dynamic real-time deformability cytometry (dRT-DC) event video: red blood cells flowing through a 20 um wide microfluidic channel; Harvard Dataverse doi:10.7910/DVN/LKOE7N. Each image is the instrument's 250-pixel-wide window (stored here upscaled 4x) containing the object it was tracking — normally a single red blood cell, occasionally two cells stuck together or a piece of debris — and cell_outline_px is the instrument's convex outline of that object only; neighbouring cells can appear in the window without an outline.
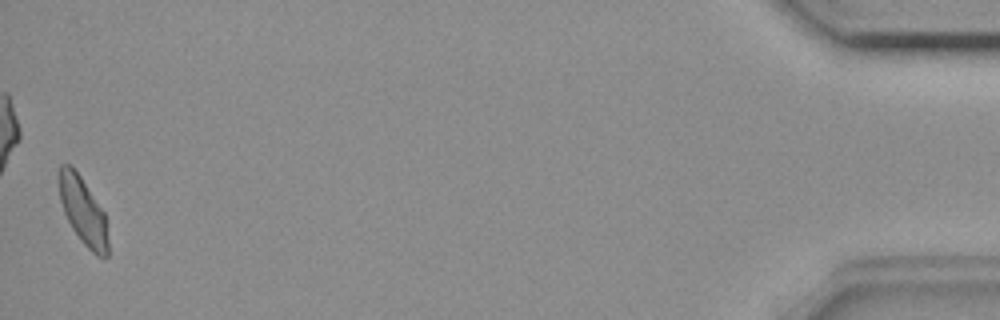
{"species": "common noctule bat (a hibernating species)", "species_latin": "Nyctalus noctula", "temperature_condition": "room temperature", "stored_images_in_passage": 45, "camera_frame_rate_fps": 3000, "um_per_image_px": 0.085, "animal": {"sex": "female", "body_mass_g": 18.4}, "frame": {"image": 1, "passage_image": 45, "time_ms": 14.667, "image_size_px": [1000, 320], "cell_outline_px": [[108, 256], [96, 256], [80, 240], [72, 228], [64, 212], [60, 200], [60, 164], [72, 164], [104, 212], [108, 240]], "centroid_in_image_um": [7.07, 17.95], "position_along_channel_um": 428.1, "area_um2": 18.84}, "authors_computed_cell_mechanics": {"area_um2": 20.0566, "velocity_mm_per_s": 3.6414, "shape_relaxation_time_tau1_ms": null, "shape_relaxation_time_tau2_ms": 5.5505, "deformation_change_tau1": null, "deformation_change_tau2": 0.1143}}